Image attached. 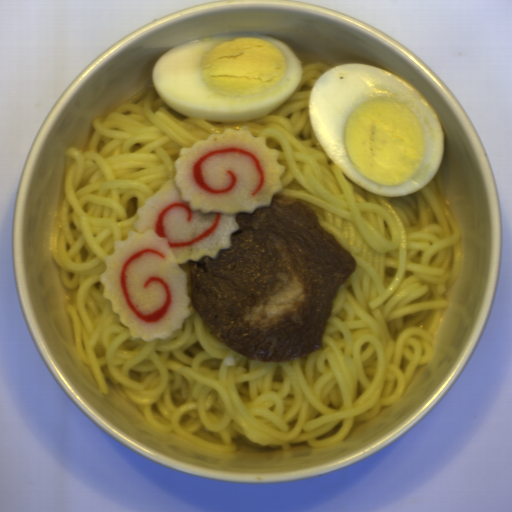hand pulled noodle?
Masks as SVG:
<instances>
[{"instance_id":"obj_1","label":"hand pulled noodle","mask_w":512,"mask_h":512,"mask_svg":"<svg viewBox=\"0 0 512 512\" xmlns=\"http://www.w3.org/2000/svg\"><path fill=\"white\" fill-rule=\"evenodd\" d=\"M331 68L302 66L283 105L242 122L174 111L152 81L143 99L93 119L84 146L65 151L49 247L66 287L77 354L101 393L112 385L146 423L208 451L342 442L396 403L432 360L447 291L460 278L462 232L440 168L423 189L388 197L356 185L320 145L310 95ZM229 128L266 136L286 166L275 195L316 211L357 260L334 300L323 348L308 356L248 360L222 344L192 304L182 330L167 340L132 339L102 297L104 258L114 241L136 231L144 199L174 177L179 149Z\"/></svg>"}]
</instances>
